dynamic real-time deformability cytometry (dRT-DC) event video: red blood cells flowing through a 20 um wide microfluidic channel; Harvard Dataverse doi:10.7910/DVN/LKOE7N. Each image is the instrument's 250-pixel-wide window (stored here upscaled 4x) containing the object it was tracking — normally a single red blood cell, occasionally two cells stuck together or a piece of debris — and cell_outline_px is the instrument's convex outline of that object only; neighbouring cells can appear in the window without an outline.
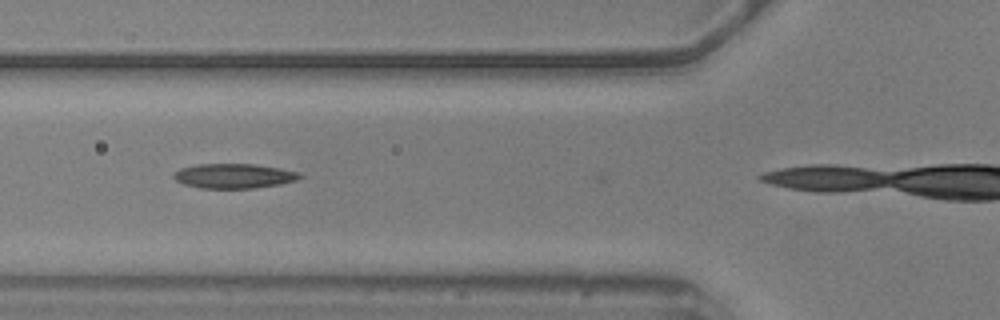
{"species": "common noctule bat (a hibernating species)", "species_latin": "Nyctalus noctula", "temperature_condition": "warm", "stored_images_in_passage": 13, "camera_frame_rate_fps": 3000, "um_per_image_px": 0.085, "animal": {"sex": "male", "body_mass_g": 20.5, "forearm_length_mm": 52.5}, "frame": {"image": 1, "passage_image": 3, "time_ms": 0.667, "image_size_px": [1000, 320], "cell_outline_px": [[304, 176], [296, 180], [280, 184], [252, 188], [200, 188], [184, 184], [176, 180], [172, 176], [172, 172], [180, 168], [196, 164], [252, 164], [280, 168], [300, 172]], "centroid_in_image_um": [19.86, 14.95], "position_along_channel_um": 105.9, "area_um2": 18.21}}
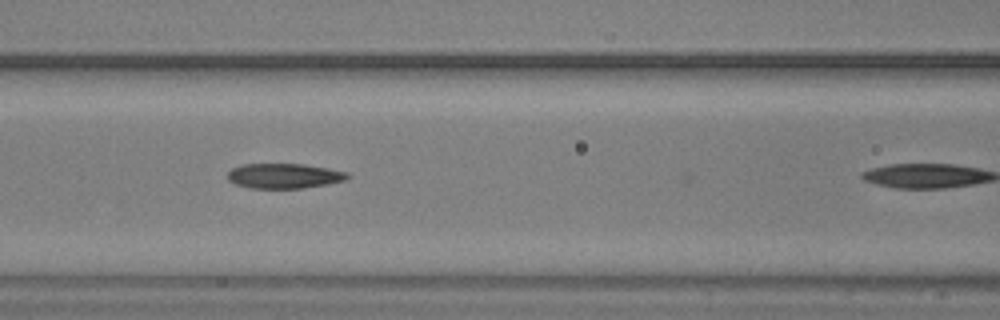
{"frame": {"image": 2, "passage_image": 6, "time_ms": 1.667, "image_size_px": [1000, 320], "cell_outline_px": [[352, 176], [344, 180], [328, 184], [300, 188], [248, 188], [236, 184], [228, 180], [228, 172], [232, 168], [240, 164], [304, 164], [328, 168], [348, 172]], "centroid_in_image_um": [24.15, 14.94], "position_along_channel_um": 142.4, "area_um2": 17.51}}
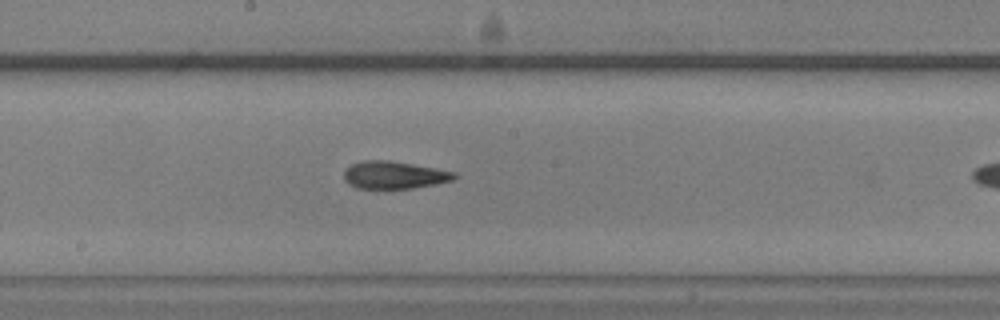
{"frame": {"image": 3, "passage_image": 12, "time_ms": 3.667, "image_size_px": [1000, 320], "cell_outline_px": [[456, 180], [436, 184], [412, 188], [356, 188], [348, 184], [344, 180], [344, 172], [352, 164], [364, 160], [388, 160], [436, 168], [456, 172]], "centroid_in_image_um": [33.53, 14.88], "position_along_channel_um": 214.7, "area_um2": 17.69}}